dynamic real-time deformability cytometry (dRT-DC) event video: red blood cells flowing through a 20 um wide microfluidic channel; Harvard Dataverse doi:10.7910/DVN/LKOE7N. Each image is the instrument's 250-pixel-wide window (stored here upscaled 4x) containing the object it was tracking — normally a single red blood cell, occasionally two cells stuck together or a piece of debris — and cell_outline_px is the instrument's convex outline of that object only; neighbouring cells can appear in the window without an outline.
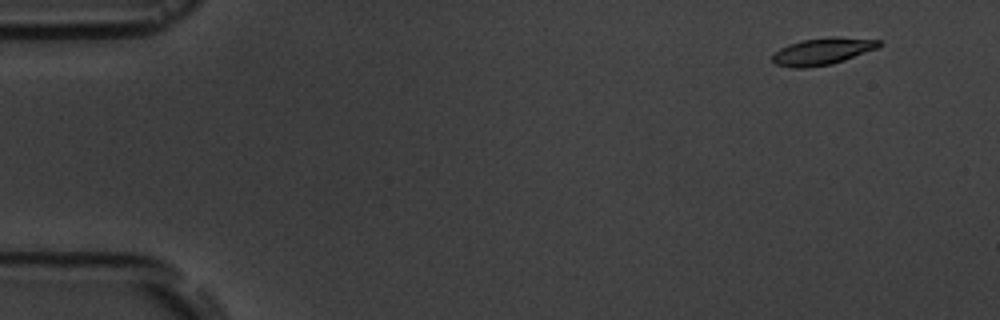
{"species": "common noctule bat (a hibernating species)", "species_latin": "Nyctalus noctula", "temperature_condition": "room temperature", "stored_images_in_passage": 7, "camera_frame_rate_fps": 3000, "um_per_image_px": 0.085, "animal": {"sex": "male", "body_mass_g": 19.5, "forearm_length_mm": 54.6}, "frame": {"image": 1, "passage_image": 1, "time_ms": 0.0, "image_size_px": [1000, 320], "cell_outline_px": [[884, 44], [880, 48], [832, 64], [808, 68], [792, 68], [776, 64], [772, 60], [772, 56], [780, 48], [788, 44], [804, 40], [828, 36], [836, 36], [880, 40]], "centroid_in_image_um": [69.97, 4.36], "position_along_channel_um": 15.0, "area_um2": 16.99}}
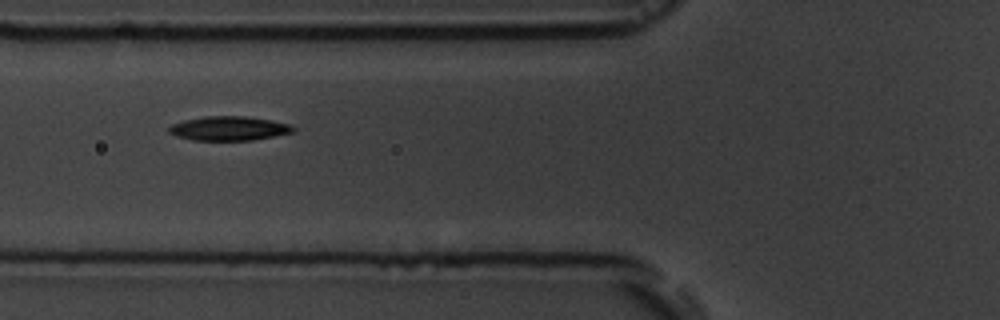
{"frame": {"image": 2, "passage_image": 5, "time_ms": 5.667, "image_size_px": [1000, 320], "cell_outline_px": [[296, 132], [252, 140], [192, 140], [176, 136], [168, 132], [168, 128], [172, 124], [184, 120], [204, 116], [244, 116], [272, 120], [288, 124], [296, 128]], "centroid_in_image_um": [19.46, 10.91], "position_along_channel_um": 106.3, "area_um2": 17.57}}
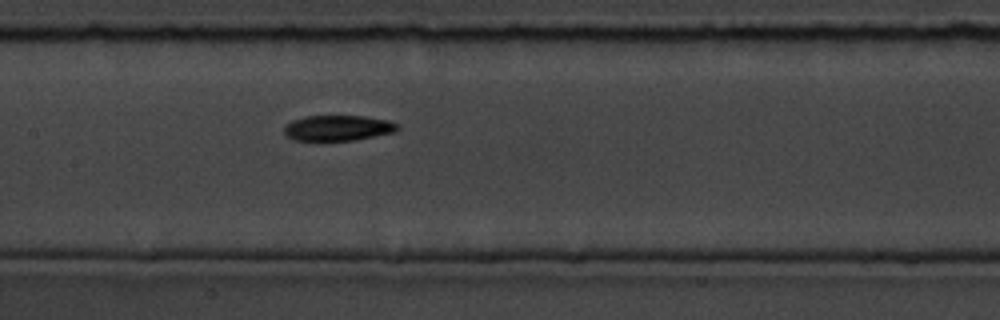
{"frame": {"image": 3, "passage_image": 7, "time_ms": 7.667, "image_size_px": [1000, 320], "cell_outline_px": [[400, 128], [396, 132], [352, 140], [320, 144], [316, 144], [292, 140], [284, 136], [284, 128], [292, 120], [304, 116], [364, 116], [388, 120], [396, 124]], "centroid_in_image_um": [28.62, 10.94], "position_along_channel_um": 178.8, "area_um2": 17.74}}